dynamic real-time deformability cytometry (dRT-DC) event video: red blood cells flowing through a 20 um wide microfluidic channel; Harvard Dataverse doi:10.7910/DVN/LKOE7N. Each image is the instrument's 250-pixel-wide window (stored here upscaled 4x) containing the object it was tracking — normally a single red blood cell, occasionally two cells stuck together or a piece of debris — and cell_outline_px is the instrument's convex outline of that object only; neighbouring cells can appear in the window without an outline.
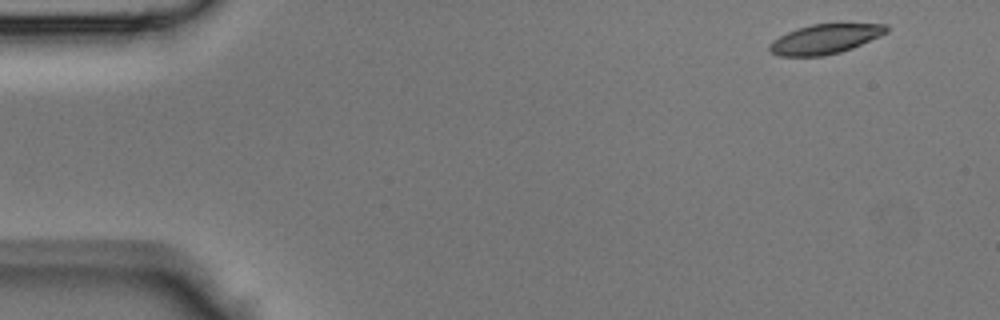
{"species": "Egyptian fruit bat (a non-hibernating species)", "species_latin": "Rousettus aegyptiacus", "temperature_condition": "room temperature", "stored_images_in_passage": 41, "camera_frame_rate_fps": 3000, "um_per_image_px": 0.085, "animal": {"sex": "male"}, "frame": {"image": 1, "passage_image": 1, "time_ms": 0.0, "image_size_px": [1000, 320], "cell_outline_px": [[888, 32], [880, 36], [852, 48], [840, 52], [824, 56], [780, 56], [772, 52], [768, 48], [768, 44], [772, 40], [796, 28], [812, 24], [888, 24]], "centroid_in_image_um": [70.11, 3.32], "position_along_channel_um": 14.9, "area_um2": 20.11}}
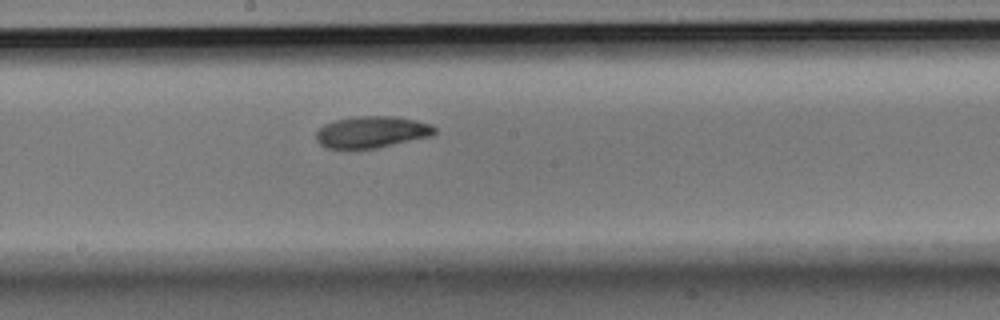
{"frame": {"image": 2, "passage_image": 21, "time_ms": 6.667, "image_size_px": [1000, 320], "cell_outline_px": [[436, 132], [432, 136], [376, 148], [324, 148], [316, 140], [316, 132], [324, 124], [336, 120], [356, 116], [396, 116], [416, 120], [432, 124], [436, 128]], "centroid_in_image_um": [31.62, 11.21], "position_along_channel_um": 216.6, "area_um2": 21.91}}
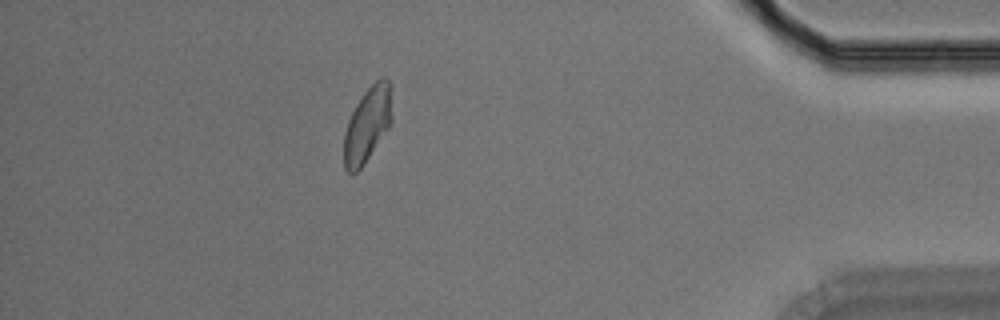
{"frame": {"image": 3, "passage_image": 36, "time_ms": 11.667, "image_size_px": [1000, 320], "cell_outline_px": [[392, 120], [388, 128], [360, 168], [352, 176], [344, 168], [344, 132], [348, 120], [356, 104], [364, 92], [380, 76], [384, 76], [392, 84]], "centroid_in_image_um": [31.25, 10.53], "position_along_channel_um": 404.0, "area_um2": 21.1}}